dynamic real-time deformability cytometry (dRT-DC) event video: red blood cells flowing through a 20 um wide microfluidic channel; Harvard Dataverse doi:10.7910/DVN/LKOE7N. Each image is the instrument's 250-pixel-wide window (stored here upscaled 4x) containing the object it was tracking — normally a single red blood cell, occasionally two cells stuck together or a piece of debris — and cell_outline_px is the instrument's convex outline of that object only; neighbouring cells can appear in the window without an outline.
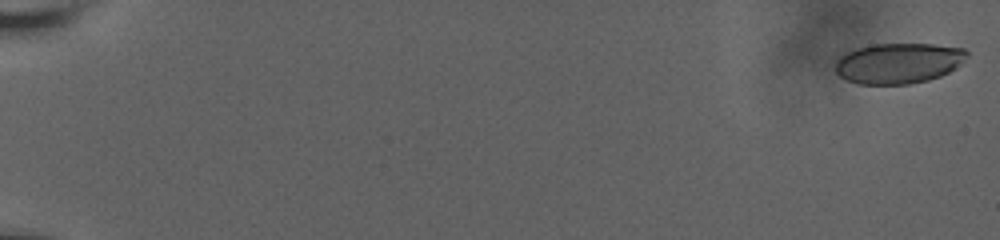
{"species": "human", "species_latin": "Homo sapiens", "temperature_condition": "room temperature", "stored_images_in_passage": 52, "camera_frame_rate_fps": 3000, "um_per_image_px": 0.085, "donor": {"sex": "male"}, "frame": {"image": 1, "passage_image": 1, "time_ms": 0.0, "image_size_px": [1000, 240], "cell_outline_px": [[968, 56], [956, 68], [940, 76], [928, 80], [908, 84], [856, 84], [840, 76], [836, 72], [836, 60], [840, 56], [856, 48], [872, 44], [932, 44], [964, 48], [968, 52]], "centroid_in_image_um": [76.38, 5.37], "position_along_channel_um": 8.6, "area_um2": 31.1}}
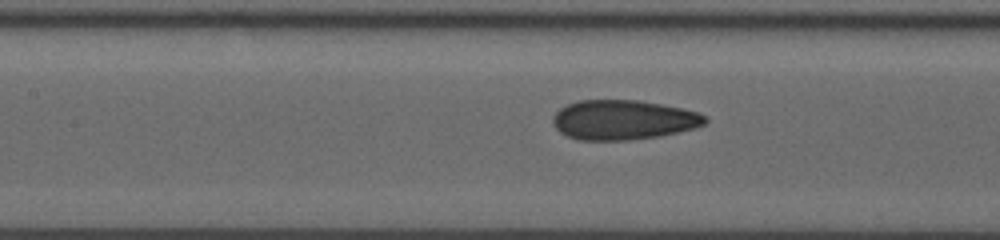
{"frame": {"image": 2, "passage_image": 29, "time_ms": 10.0, "image_size_px": [1000, 240], "cell_outline_px": [[708, 120], [704, 124], [692, 128], [660, 136], [628, 140], [576, 140], [560, 132], [552, 124], [552, 116], [560, 108], [568, 104], [580, 100], [640, 100], [684, 108], [700, 112], [708, 116]], "centroid_in_image_um": [52.98, 10.18], "position_along_channel_um": 154.4, "area_um2": 35.43}}
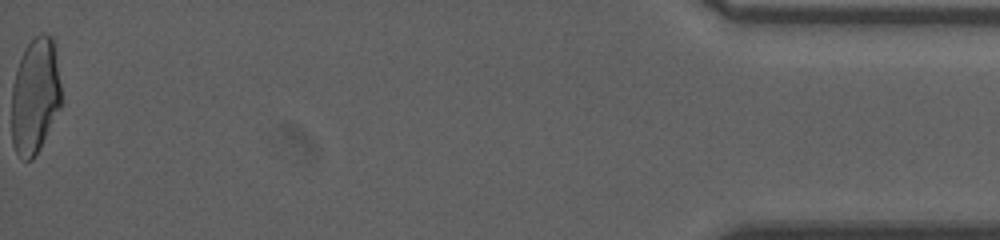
{"frame": {"image": 3, "passage_image": 52, "time_ms": 20.0, "image_size_px": [1000, 240], "cell_outline_px": [[60, 108], [36, 156], [32, 160], [24, 160], [16, 152], [12, 144], [12, 84], [24, 48], [40, 32], [44, 32], [52, 36], [56, 44], [60, 84]], "centroid_in_image_um": [2.99, 8.13], "position_along_channel_um": 432.2, "area_um2": 33.76}, "authors_computed_cell_mechanics": {"area_um2": 34.1887, "velocity_mm_per_s": 3.6548, "shape_relaxation_time_tau1_ms": 6.8996, "shape_relaxation_time_tau2_ms": 1.0398, "deformation_change_tau1": 0.1647, "deformation_change_tau2": 0.0686}}